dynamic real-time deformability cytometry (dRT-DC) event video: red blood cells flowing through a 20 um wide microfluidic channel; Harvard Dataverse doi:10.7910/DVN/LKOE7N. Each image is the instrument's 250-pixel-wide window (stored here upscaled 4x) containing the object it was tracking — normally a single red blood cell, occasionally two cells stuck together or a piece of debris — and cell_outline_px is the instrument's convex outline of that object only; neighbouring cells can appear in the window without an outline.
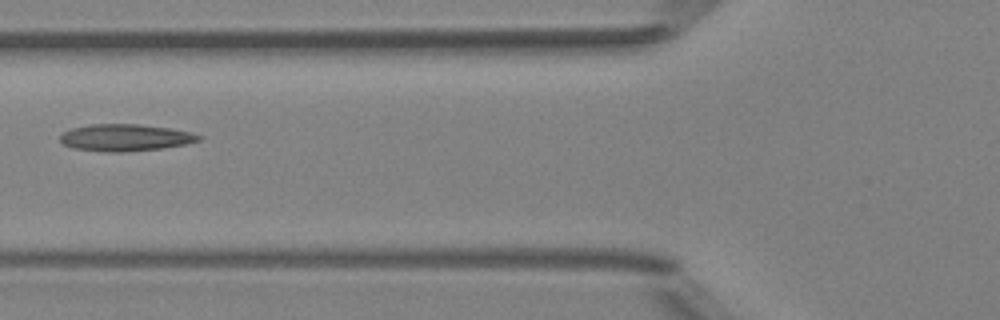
{"species": "Egyptian fruit bat (a non-hibernating species)", "species_latin": "Rousettus aegyptiacus", "temperature_condition": "room temperature", "stored_images_in_passage": 6, "camera_frame_rate_fps": 3000, "um_per_image_px": 0.085, "animal": {"sex": "female"}, "frame": {"image": 1, "passage_image": 6, "time_ms": 6.333, "image_size_px": [1000, 320], "cell_outline_px": [[200, 140], [184, 144], [160, 148], [124, 152], [104, 152], [72, 148], [64, 144], [60, 140], [60, 136], [64, 132], [72, 128], [88, 124], [140, 124], [168, 128], [188, 132], [200, 136]], "centroid_in_image_um": [10.58, 11.69], "position_along_channel_um": 115.2, "area_um2": 21.5}}